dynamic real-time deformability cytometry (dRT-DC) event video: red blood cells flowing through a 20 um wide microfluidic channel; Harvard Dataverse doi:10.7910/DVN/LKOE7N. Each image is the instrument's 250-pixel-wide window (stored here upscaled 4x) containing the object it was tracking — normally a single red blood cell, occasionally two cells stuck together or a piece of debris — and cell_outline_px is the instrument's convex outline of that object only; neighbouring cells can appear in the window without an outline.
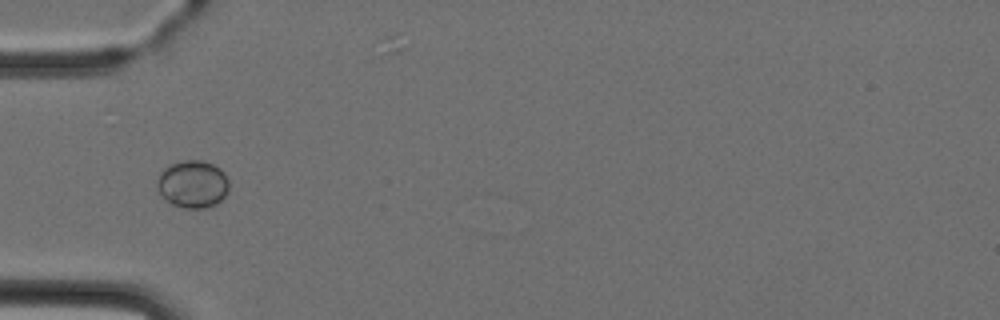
{"species": "Egyptian fruit bat (a non-hibernating species)", "species_latin": "Rousettus aegyptiacus", "temperature_condition": "cold", "stored_images_in_passage": 2, "camera_frame_rate_fps": 3000, "um_per_image_px": 0.085, "animal": {"sex": "female"}, "frame": {"image": 1, "passage_image": 1, "time_ms": 0.0, "image_size_px": [1000, 320], "cell_outline_px": [[228, 192], [216, 204], [204, 208], [184, 208], [172, 204], [156, 188], [156, 180], [160, 172], [164, 168], [172, 164], [184, 160], [204, 160], [220, 168], [224, 172], [228, 180]], "centroid_in_image_um": [16.38, 15.64], "position_along_channel_um": 68.6, "area_um2": 19.88}}
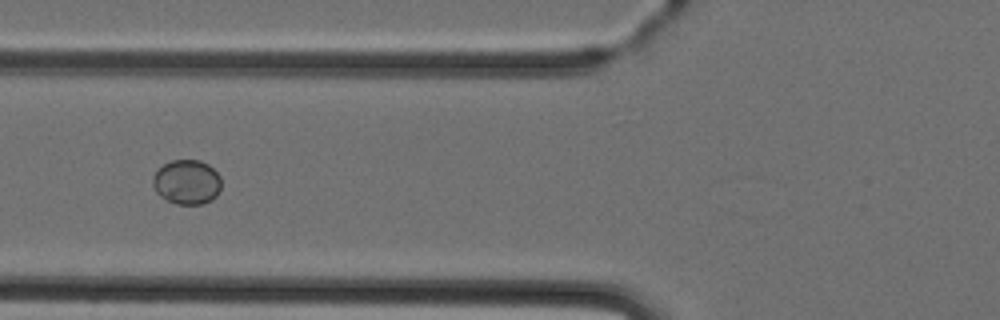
{"frame": {"image": 2, "passage_image": 2, "time_ms": 1.0, "image_size_px": [1000, 320], "cell_outline_px": [[220, 188], [216, 196], [212, 200], [200, 204], [176, 204], [160, 196], [156, 192], [152, 184], [152, 176], [164, 164], [172, 160], [200, 160], [208, 164], [220, 176]], "centroid_in_image_um": [15.87, 15.47], "position_along_channel_um": 109.9, "area_um2": 17.74}}